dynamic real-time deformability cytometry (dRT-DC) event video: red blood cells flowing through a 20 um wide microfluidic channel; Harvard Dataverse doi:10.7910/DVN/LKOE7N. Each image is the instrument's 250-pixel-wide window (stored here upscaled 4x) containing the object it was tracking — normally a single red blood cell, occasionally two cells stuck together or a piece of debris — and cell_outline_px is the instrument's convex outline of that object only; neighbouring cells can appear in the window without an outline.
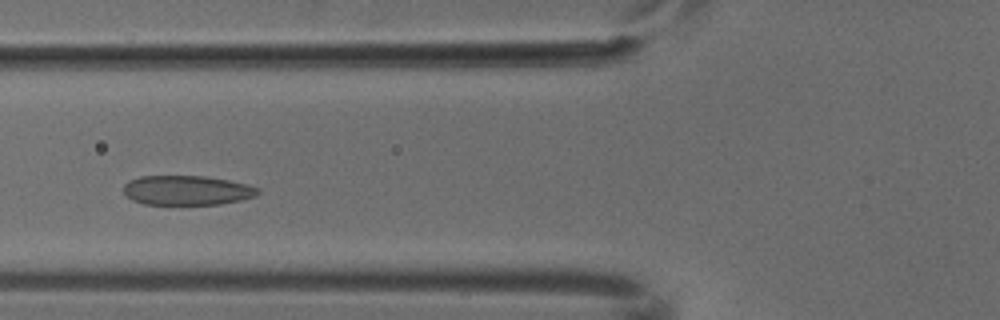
{"species": "common noctule bat (a hibernating species)", "species_latin": "Nyctalus noctula", "temperature_condition": "cold", "stored_images_in_passage": 6, "camera_frame_rate_fps": 3000, "um_per_image_px": 0.085, "animal": {"sex": "male", "body_mass_g": 18.8}, "frame": {"image": 1, "passage_image": 5, "time_ms": 1.333, "image_size_px": [1000, 320], "cell_outline_px": [[260, 192], [256, 196], [240, 200], [220, 204], [144, 204], [132, 200], [124, 192], [124, 184], [128, 180], [140, 176], [204, 176], [228, 180], [248, 184], [260, 188]], "centroid_in_image_um": [15.9, 16.17], "position_along_channel_um": 109.9, "area_um2": 23.18}}
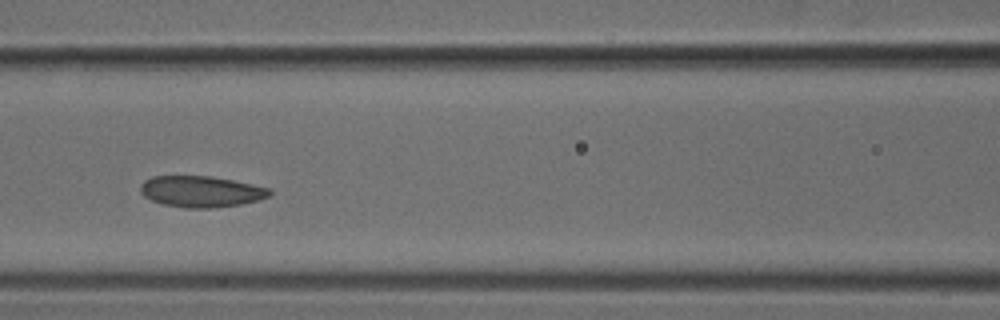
{"frame": {"image": 2, "passage_image": 6, "time_ms": 1.667, "image_size_px": [1000, 320], "cell_outline_px": [[272, 196], [260, 200], [240, 204], [208, 208], [184, 208], [164, 204], [152, 200], [144, 196], [140, 192], [140, 184], [144, 180], [152, 176], [212, 176], [252, 184], [268, 188], [272, 192]], "centroid_in_image_um": [17.09, 16.27], "position_along_channel_um": 149.5, "area_um2": 23.52}}